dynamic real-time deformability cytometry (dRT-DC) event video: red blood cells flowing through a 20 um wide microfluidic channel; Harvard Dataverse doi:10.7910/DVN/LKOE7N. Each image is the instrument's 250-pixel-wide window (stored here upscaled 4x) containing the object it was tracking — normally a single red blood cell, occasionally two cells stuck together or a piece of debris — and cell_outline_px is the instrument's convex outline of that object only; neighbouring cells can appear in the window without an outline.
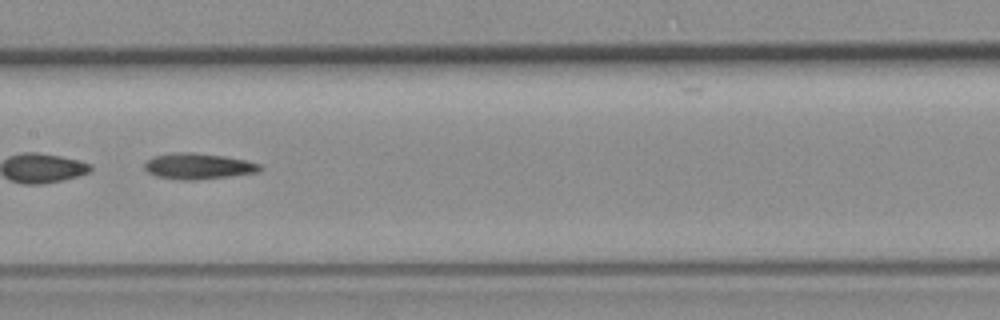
{"species": "common noctule bat (a hibernating species)", "species_latin": "Nyctalus noctula", "temperature_condition": "room temperature", "stored_images_in_passage": 31, "camera_frame_rate_fps": 3000, "um_per_image_px": 0.085, "animal": {"sex": "female", "body_mass_g": 19.3, "forearm_length_mm": 54.1}, "frame": {"image": 1, "passage_image": 15, "time_ms": 4.667, "image_size_px": [1000, 320], "cell_outline_px": [[264, 168], [260, 172], [196, 180], [180, 180], [156, 176], [148, 172], [144, 168], [144, 164], [152, 156], [172, 152], [192, 152], [224, 156], [244, 160], [260, 164]], "centroid_in_image_um": [16.84, 14.12], "position_along_channel_um": 190.6, "area_um2": 17.51}}